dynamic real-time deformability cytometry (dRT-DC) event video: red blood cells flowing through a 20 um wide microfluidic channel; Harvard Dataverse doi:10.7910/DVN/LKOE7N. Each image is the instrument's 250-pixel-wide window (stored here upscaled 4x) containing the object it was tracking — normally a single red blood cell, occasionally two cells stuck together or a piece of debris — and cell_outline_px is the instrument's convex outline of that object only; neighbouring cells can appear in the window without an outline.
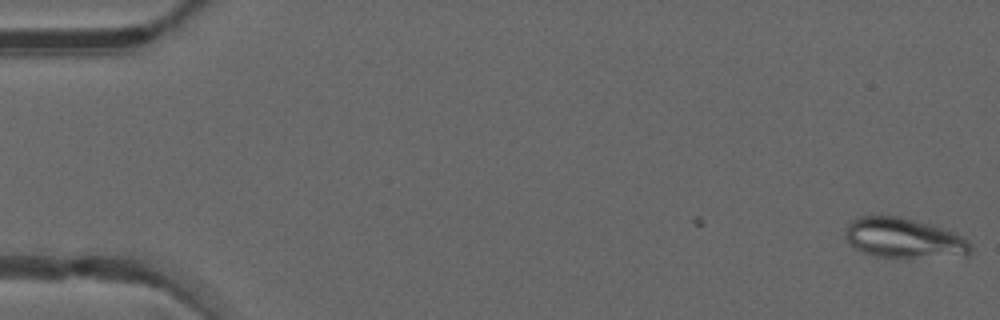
{"species": "common noctule bat (a hibernating species)", "species_latin": "Nyctalus noctula", "temperature_condition": "warm", "stored_images_in_passage": 6, "camera_frame_rate_fps": 3000, "um_per_image_px": 0.085, "animal": {"sex": "male", "forearm_length_mm": 52.5}, "frame": {"image": 1, "passage_image": 6, "time_ms": 1.667, "image_size_px": [1000, 320], "cell_outline_px": [[972, 252], [968, 256], [872, 256], [856, 248], [844, 236], [844, 232], [848, 224], [856, 216], [900, 216], [932, 224], [956, 232], [968, 240], [972, 248]], "centroid_in_image_um": [76.86, 20.21], "position_along_channel_um": 8.1, "area_um2": 29.13}}